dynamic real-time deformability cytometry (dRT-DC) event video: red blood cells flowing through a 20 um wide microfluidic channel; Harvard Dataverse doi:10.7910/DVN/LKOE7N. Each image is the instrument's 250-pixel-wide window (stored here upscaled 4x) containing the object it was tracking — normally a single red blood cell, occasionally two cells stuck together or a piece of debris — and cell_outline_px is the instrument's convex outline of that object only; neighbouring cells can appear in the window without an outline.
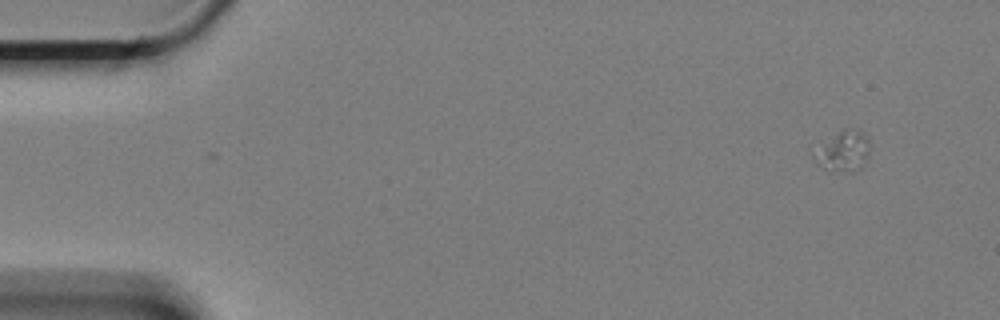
{"species": "Egyptian fruit bat (a non-hibernating species)", "species_latin": "Rousettus aegyptiacus", "temperature_condition": "cold", "stored_images_in_passage": 13, "segment_of_instrument_passage": [1, 2], "camera_frame_rate_fps": 3000, "um_per_image_px": 0.085, "animal": {"sex": "female"}, "frame": {"image": 1, "passage_image": 1, "time_ms": 0.0, "image_size_px": [1000, 320], "cell_outline_px": [[868, 156], [864, 164], [856, 172], [828, 172], [824, 168], [820, 148], [824, 144], [844, 128], [856, 128], [868, 140]], "centroid_in_image_um": [71.85, 12.88], "position_along_channel_um": 13.2, "area_um2": 12.02}}